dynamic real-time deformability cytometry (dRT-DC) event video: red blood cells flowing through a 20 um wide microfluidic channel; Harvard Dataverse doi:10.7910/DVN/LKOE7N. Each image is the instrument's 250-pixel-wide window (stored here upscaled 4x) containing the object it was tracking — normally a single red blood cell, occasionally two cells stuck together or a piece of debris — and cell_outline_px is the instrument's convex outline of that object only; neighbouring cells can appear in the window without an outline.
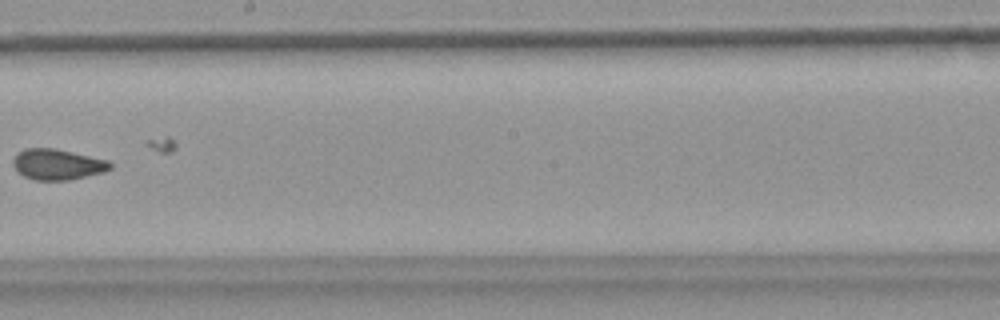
{"species": "common noctule bat (a hibernating species)", "species_latin": "Nyctalus noctula", "temperature_condition": "warm", "stored_images_in_passage": 9, "camera_frame_rate_fps": 3000, "um_per_image_px": 0.085, "animal": {"sex": "female", "body_mass_g": 18.4}, "frame": {"image": 1, "passage_image": 9, "time_ms": 2.667, "image_size_px": [1000, 320], "cell_outline_px": [[112, 168], [104, 172], [68, 180], [32, 180], [16, 172], [12, 164], [12, 160], [20, 152], [28, 148], [52, 148], [108, 160], [112, 164]], "centroid_in_image_um": [4.87, 13.99], "position_along_channel_um": 243.3, "area_um2": 17.28}}